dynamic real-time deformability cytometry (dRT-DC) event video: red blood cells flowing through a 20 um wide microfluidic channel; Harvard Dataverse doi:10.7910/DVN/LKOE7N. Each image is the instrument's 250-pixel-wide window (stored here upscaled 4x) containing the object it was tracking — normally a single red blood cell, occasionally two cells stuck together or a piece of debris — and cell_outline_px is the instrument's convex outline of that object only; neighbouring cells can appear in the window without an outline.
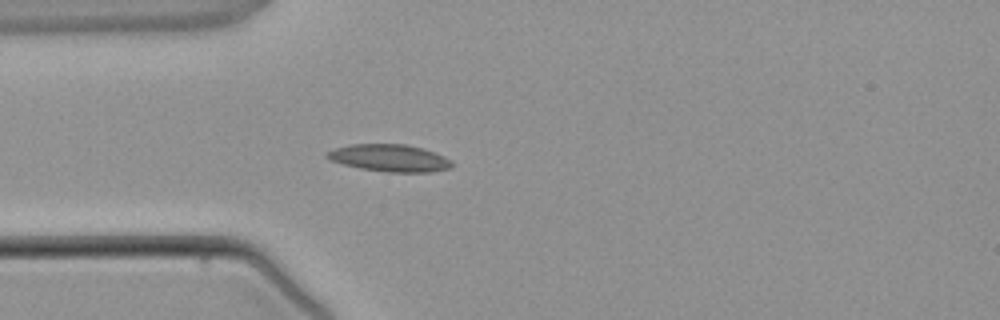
{"species": "common noctule bat (a hibernating species)", "species_latin": "Nyctalus noctula", "temperature_condition": "warm", "stored_images_in_passage": 2, "camera_frame_rate_fps": 3000, "um_per_image_px": 0.085, "animal": {"sex": "male", "body_mass_g": 21.5, "forearm_length_mm": 52.0}, "frame": {"image": 1, "passage_image": 2, "time_ms": 1.333, "image_size_px": [1000, 320], "cell_outline_px": [[452, 168], [432, 172], [388, 172], [360, 168], [328, 160], [324, 156], [328, 152], [336, 148], [352, 144], [404, 144], [420, 148], [444, 156], [452, 160]], "centroid_in_image_um": [33.12, 13.44], "position_along_channel_um": 51.9, "area_um2": 19.65}}